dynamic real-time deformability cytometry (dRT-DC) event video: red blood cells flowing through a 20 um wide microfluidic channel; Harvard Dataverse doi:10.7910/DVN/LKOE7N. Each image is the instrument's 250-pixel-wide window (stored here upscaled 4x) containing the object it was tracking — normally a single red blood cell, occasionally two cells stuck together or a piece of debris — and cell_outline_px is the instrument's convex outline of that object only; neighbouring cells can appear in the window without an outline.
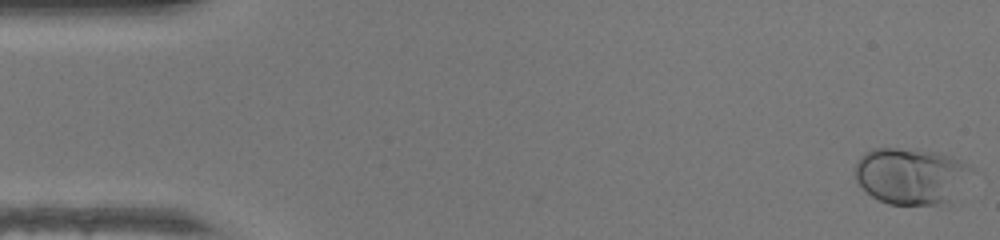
{"species": "human", "species_latin": "Homo sapiens", "temperature_condition": "warm", "stored_images_in_passage": 48, "camera_frame_rate_fps": 3000, "um_per_image_px": 0.085, "donor": {"sex": "female"}, "frame": {"image": 1, "passage_image": 1, "time_ms": 0.0, "image_size_px": [1000, 240], "cell_outline_px": [[972, 168], [948, 200], [940, 204], [888, 204], [872, 196], [856, 180], [852, 172], [860, 156], [864, 152], [872, 148], [896, 148], [936, 152], [952, 156]], "centroid_in_image_um": [77.31, 14.92], "position_along_channel_um": 7.7, "area_um2": 37.34}}
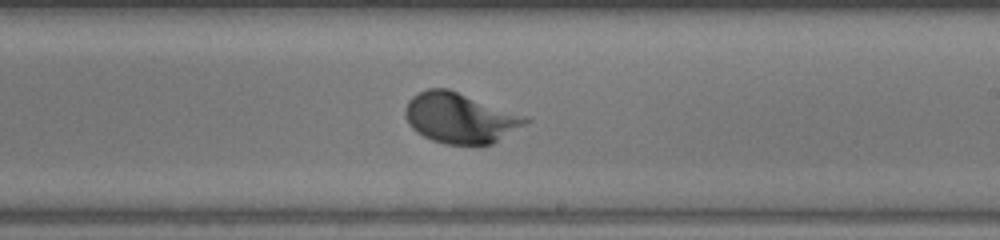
{"frame": {"image": 2, "passage_image": 28, "time_ms": 9.0, "image_size_px": [1000, 240], "cell_outline_px": [[532, 120], [492, 144], [444, 144], [432, 140], [416, 132], [408, 124], [404, 116], [404, 108], [408, 100], [412, 96], [428, 88], [448, 88], [532, 116]], "centroid_in_image_um": [39.14, 10.0], "position_along_channel_um": 249.9, "area_um2": 35.89}}
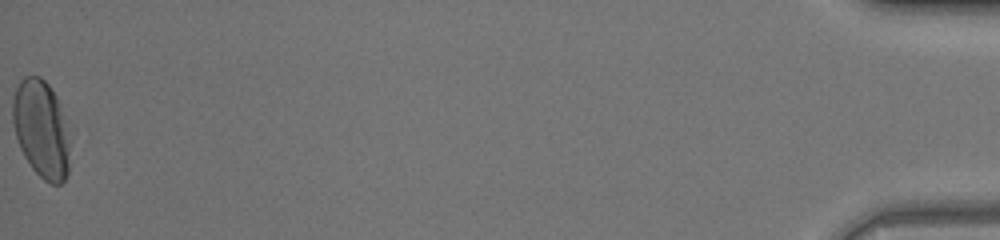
{"frame": {"image": 3, "passage_image": 48, "time_ms": 15.667, "image_size_px": [1000, 240], "cell_outline_px": [[68, 172], [64, 180], [60, 184], [52, 184], [44, 180], [32, 168], [24, 156], [20, 148], [16, 136], [12, 120], [12, 100], [16, 88], [20, 80], [24, 76], [40, 76], [48, 84], [56, 96], [68, 144]], "centroid_in_image_um": [3.44, 10.96], "position_along_channel_um": 431.8, "area_um2": 31.73}, "authors_computed_cell_mechanics": {"area_um2": 32.5992, "velocity_mm_per_s": 4.3494, "shape_relaxation_time_tau1_ms": 2.3952, "shape_relaxation_time_tau2_ms": null, "deformation_change_tau1": 0.1577, "deformation_change_tau2": null}}